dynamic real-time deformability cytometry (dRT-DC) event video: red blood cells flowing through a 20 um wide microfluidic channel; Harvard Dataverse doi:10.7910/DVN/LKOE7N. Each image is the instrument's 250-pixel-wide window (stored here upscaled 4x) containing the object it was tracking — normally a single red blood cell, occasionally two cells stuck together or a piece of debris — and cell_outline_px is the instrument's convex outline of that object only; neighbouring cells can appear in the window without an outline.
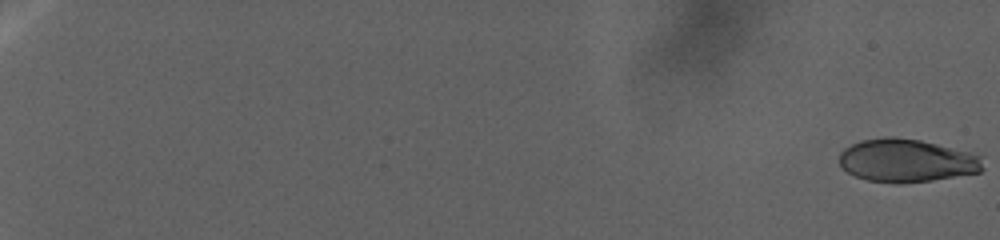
{"species": "human", "species_latin": "Homo sapiens", "temperature_condition": "warm", "stored_images_in_passage": 117, "camera_frame_rate_fps": 3000, "um_per_image_px": 0.085, "donor": {"sex": "female"}, "frame": {"image": 1, "passage_image": 1, "time_ms": 0.0, "image_size_px": [1000, 240], "cell_outline_px": [[984, 168], [980, 172], [932, 180], [900, 184], [868, 180], [856, 176], [840, 168], [840, 152], [844, 148], [860, 140], [888, 136], [892, 136], [920, 140], [968, 152], [980, 156]], "centroid_in_image_um": [77.03, 13.65], "position_along_channel_um": 8.0, "area_um2": 36.01}}
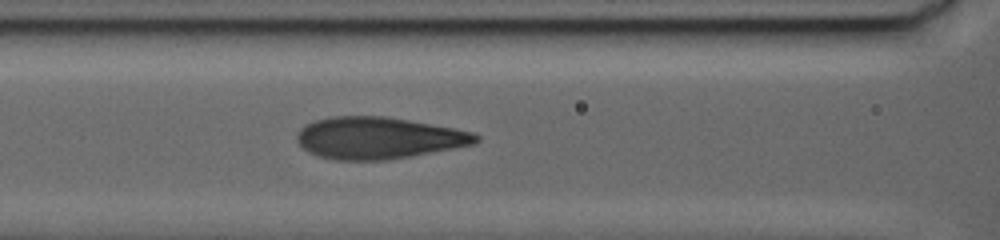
{"frame": {"image": 2, "passage_image": 65, "time_ms": 31.0, "image_size_px": [1000, 240], "cell_outline_px": [[480, 140], [472, 144], [412, 156], [388, 160], [336, 160], [320, 156], [308, 152], [296, 140], [296, 132], [304, 124], [316, 120], [332, 116], [384, 116], [408, 120], [452, 128], [472, 132], [480, 136]], "centroid_in_image_um": [32.11, 11.72], "position_along_channel_um": 134.5, "area_um2": 43.41}}
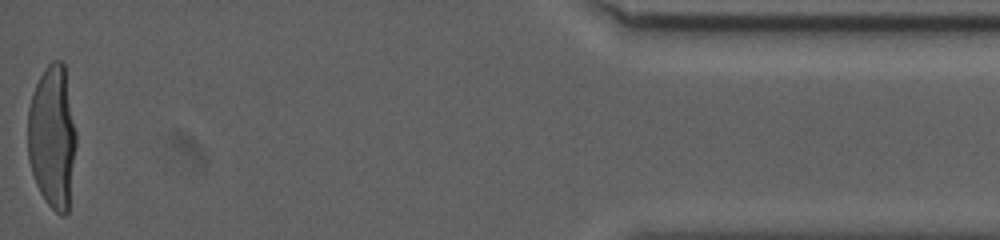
{"frame": {"image": 3, "passage_image": 117, "time_ms": 58.333, "image_size_px": [1000, 240], "cell_outline_px": [[76, 144], [68, 212], [64, 216], [60, 216], [48, 204], [40, 192], [36, 184], [28, 160], [28, 108], [32, 92], [44, 68], [52, 60], [60, 60], [64, 64], [76, 132]], "centroid_in_image_um": [4.45, 11.64], "position_along_channel_um": 430.8, "area_um2": 40.46}}